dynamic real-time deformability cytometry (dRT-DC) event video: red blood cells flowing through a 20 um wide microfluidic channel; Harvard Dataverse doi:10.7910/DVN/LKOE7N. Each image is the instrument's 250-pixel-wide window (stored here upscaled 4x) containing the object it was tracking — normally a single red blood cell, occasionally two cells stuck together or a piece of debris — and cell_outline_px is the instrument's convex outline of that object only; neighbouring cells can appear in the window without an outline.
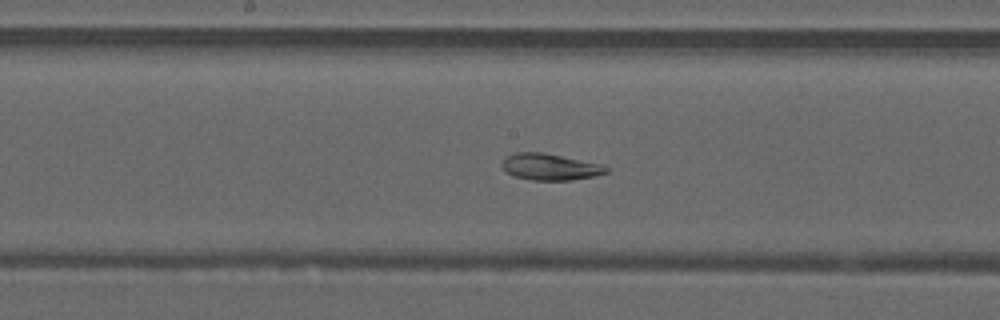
{"species": "common noctule bat (a hibernating species)", "species_latin": "Nyctalus noctula", "temperature_condition": "warm", "stored_images_in_passage": 50, "camera_frame_rate_fps": 3000, "um_per_image_px": 0.085, "animal": {"sex": "male", "forearm_length_mm": 52.5}, "frame": {"image": 1, "passage_image": 26, "time_ms": 8.333, "image_size_px": [1000, 320], "cell_outline_px": [[612, 168], [608, 172], [592, 176], [572, 180], [532, 180], [512, 176], [500, 164], [508, 156], [516, 152], [544, 152], [604, 164]], "centroid_in_image_um": [46.81, 14.18], "position_along_channel_um": 201.4, "area_um2": 16.24}}
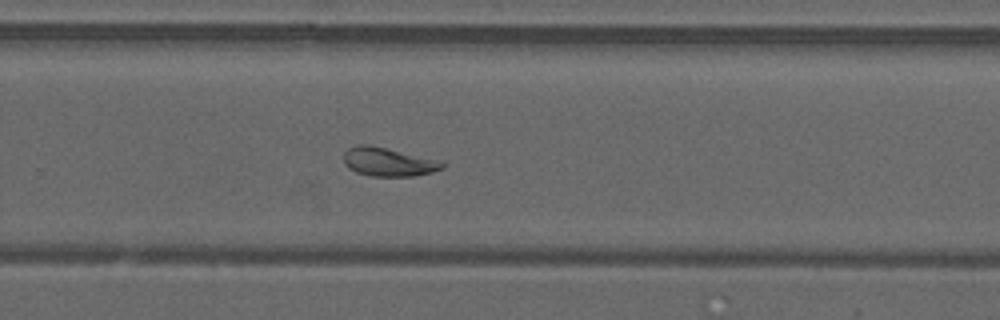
{"frame": {"image": 2, "passage_image": 33, "time_ms": 10.667, "image_size_px": [1000, 320], "cell_outline_px": [[444, 168], [432, 172], [412, 176], [372, 176], [356, 172], [348, 168], [344, 164], [344, 152], [348, 148], [356, 144], [368, 144], [444, 160]], "centroid_in_image_um": [33.03, 13.75], "position_along_channel_um": 296.8, "area_um2": 16.76}}
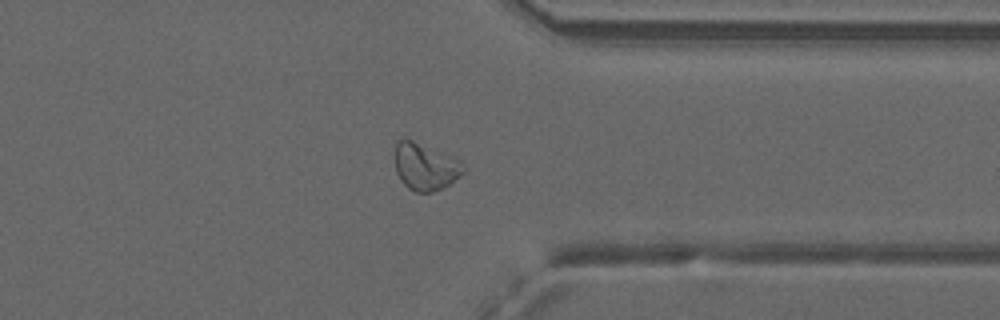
{"frame": {"image": 3, "passage_image": 39, "time_ms": 12.667, "image_size_px": [1000, 320], "cell_outline_px": [[464, 172], [444, 188], [432, 192], [416, 192], [408, 188], [400, 180], [396, 172], [392, 156], [396, 140], [404, 136], [456, 156], [460, 160], [464, 168]], "centroid_in_image_um": [36.09, 14.1], "position_along_channel_um": 375.3, "area_um2": 19.71}, "authors_computed_cell_mechanics": {"area_um2": 20.4901, "velocity_mm_per_s": 4.1174, "shape_relaxation_time_tau1_ms": null, "shape_relaxation_time_tau2_ms": 2.7793, "deformation_change_tau1": null, "deformation_change_tau2": 0.0768}}